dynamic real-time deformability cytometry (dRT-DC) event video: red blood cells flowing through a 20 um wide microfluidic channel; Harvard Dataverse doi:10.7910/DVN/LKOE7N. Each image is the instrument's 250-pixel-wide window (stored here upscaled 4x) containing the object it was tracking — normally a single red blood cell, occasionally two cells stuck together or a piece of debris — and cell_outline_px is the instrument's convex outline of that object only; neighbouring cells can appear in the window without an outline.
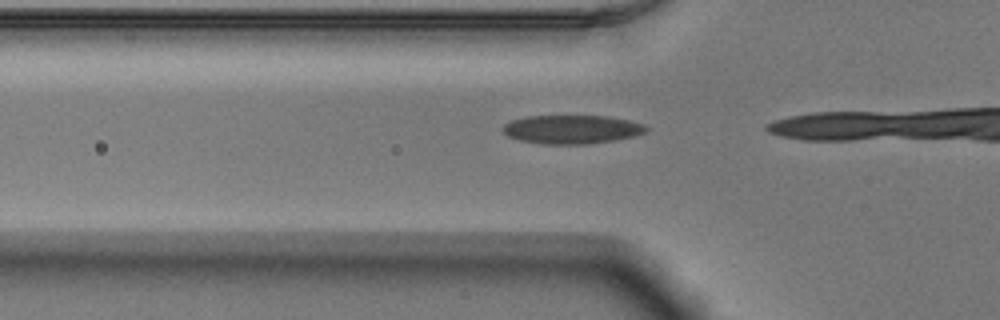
{"species": "Egyptian fruit bat (a non-hibernating species)", "species_latin": "Rousettus aegyptiacus", "temperature_condition": "warm", "stored_images_in_passage": 7, "camera_frame_rate_fps": 3000, "um_per_image_px": 0.085, "animal": {"sex": "male"}, "frame": {"image": 1, "passage_image": 3, "time_ms": 0.667, "image_size_px": [1000, 320], "cell_outline_px": [[648, 128], [644, 132], [632, 136], [616, 140], [584, 144], [544, 144], [520, 140], [508, 136], [500, 128], [504, 124], [512, 120], [528, 116], [608, 116], [628, 120], [644, 124]], "centroid_in_image_um": [48.58, 10.99], "position_along_channel_um": 77.2, "area_um2": 23.81}}
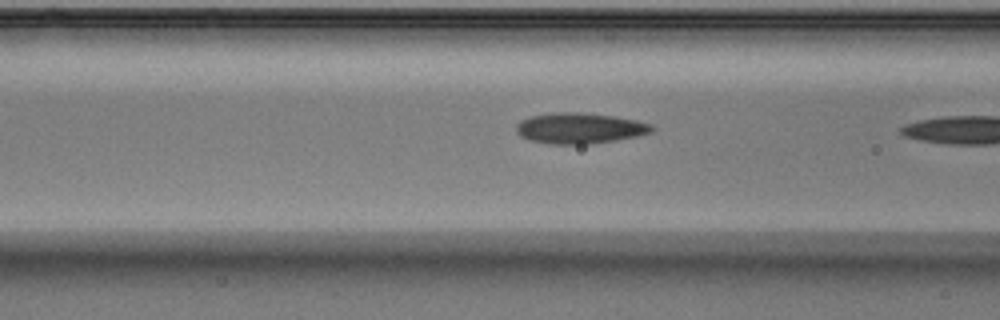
{"frame": {"image": 2, "passage_image": 6, "time_ms": 1.667, "image_size_px": [1000, 320], "cell_outline_px": [[656, 128], [652, 132], [636, 136], [616, 140], [592, 144], [552, 144], [532, 140], [520, 136], [516, 132], [516, 124], [520, 120], [528, 116], [552, 112], [580, 112], [616, 116], [636, 120], [652, 124]], "centroid_in_image_um": [49.27, 10.88], "position_along_channel_um": 117.3, "area_um2": 24.57}}